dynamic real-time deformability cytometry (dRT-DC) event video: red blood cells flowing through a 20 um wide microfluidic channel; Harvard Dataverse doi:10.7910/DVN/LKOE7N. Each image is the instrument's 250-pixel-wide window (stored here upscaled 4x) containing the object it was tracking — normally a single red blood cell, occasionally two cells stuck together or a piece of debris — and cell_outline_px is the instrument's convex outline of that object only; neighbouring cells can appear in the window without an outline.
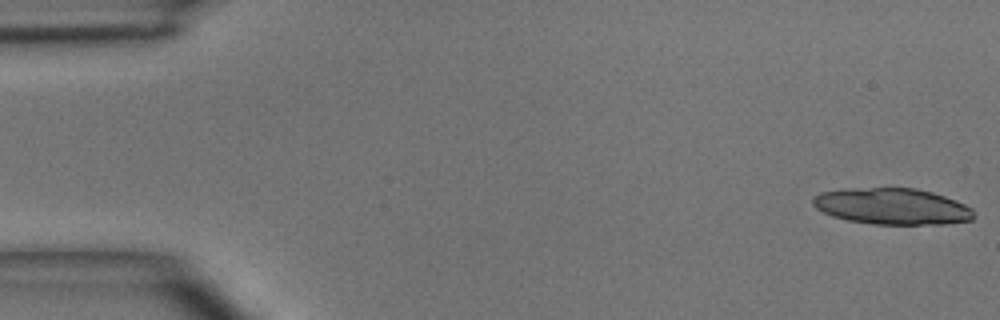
{"species": "common noctule bat (a hibernating species)", "species_latin": "Nyctalus noctula", "temperature_condition": "room temperature", "stored_images_in_passage": 5, "camera_frame_rate_fps": 3000, "um_per_image_px": 0.085, "animal": {"sex": "male", "body_mass_g": 15.6}, "frame": {"image": 1, "passage_image": 1, "time_ms": 0.0, "image_size_px": [1000, 320], "cell_outline_px": [[976, 216], [972, 220], [944, 224], [872, 224], [848, 220], [832, 216], [816, 208], [812, 204], [812, 196], [820, 192], [844, 188], [916, 188], [932, 192], [956, 200], [972, 208]], "centroid_in_image_um": [75.83, 17.53], "position_along_channel_um": 9.2, "area_um2": 34.28}}